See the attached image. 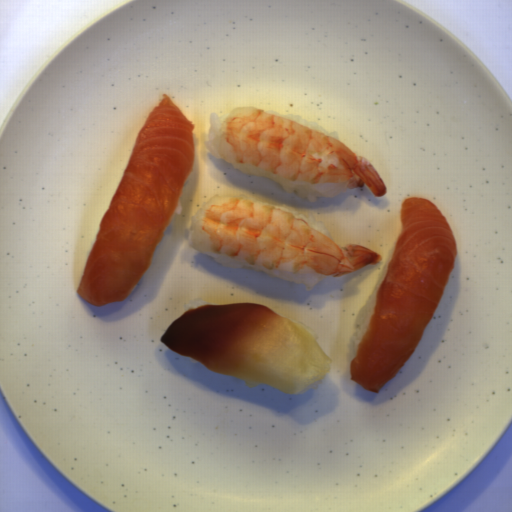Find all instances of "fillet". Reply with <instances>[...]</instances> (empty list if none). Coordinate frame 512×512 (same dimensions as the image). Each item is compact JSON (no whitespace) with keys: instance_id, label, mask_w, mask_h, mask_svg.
I'll list each match as a JSON object with an SVG mask.
<instances>
[{"instance_id":"1","label":"fillet","mask_w":512,"mask_h":512,"mask_svg":"<svg viewBox=\"0 0 512 512\" xmlns=\"http://www.w3.org/2000/svg\"><path fill=\"white\" fill-rule=\"evenodd\" d=\"M195 126L166 93L146 117L77 286L86 302L125 300L148 270L194 169Z\"/></svg>"},{"instance_id":"2","label":"fillet","mask_w":512,"mask_h":512,"mask_svg":"<svg viewBox=\"0 0 512 512\" xmlns=\"http://www.w3.org/2000/svg\"><path fill=\"white\" fill-rule=\"evenodd\" d=\"M402 231L388 261L376 304L350 362L351 379L379 392L415 351L453 273L458 245L443 213L429 199L407 197Z\"/></svg>"},{"instance_id":"3","label":"fillet","mask_w":512,"mask_h":512,"mask_svg":"<svg viewBox=\"0 0 512 512\" xmlns=\"http://www.w3.org/2000/svg\"><path fill=\"white\" fill-rule=\"evenodd\" d=\"M160 342L219 375L297 394L331 370L308 331L266 304H205L169 324Z\"/></svg>"}]
</instances>
